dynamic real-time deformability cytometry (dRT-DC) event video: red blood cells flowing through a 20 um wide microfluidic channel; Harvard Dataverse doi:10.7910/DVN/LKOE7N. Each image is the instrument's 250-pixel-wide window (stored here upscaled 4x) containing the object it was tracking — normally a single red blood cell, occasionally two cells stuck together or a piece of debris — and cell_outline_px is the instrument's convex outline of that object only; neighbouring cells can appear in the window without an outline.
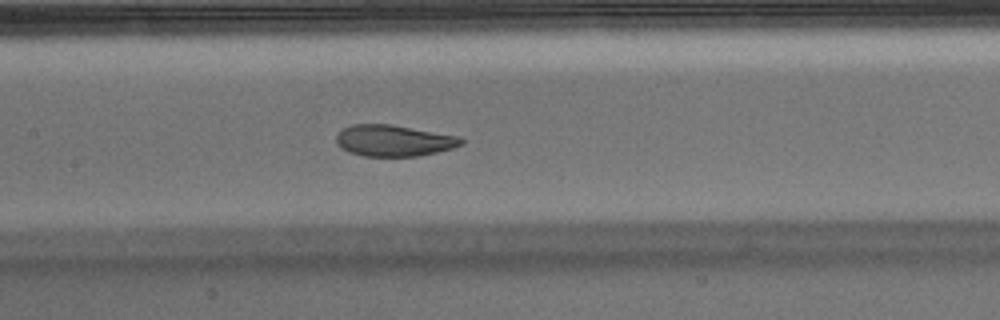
{"species": "Egyptian fruit bat (a non-hibernating species)", "species_latin": "Rousettus aegyptiacus", "temperature_condition": "warm", "stored_images_in_passage": 34, "camera_frame_rate_fps": 3000, "um_per_image_px": 0.085, "animal": {"sex": "male"}, "frame": {"image": 1, "passage_image": 10, "time_ms": 3.0, "image_size_px": [1000, 320], "cell_outline_px": [[464, 144], [452, 148], [420, 156], [364, 156], [348, 152], [340, 148], [336, 144], [336, 136], [344, 128], [352, 124], [392, 124], [460, 136], [464, 140]], "centroid_in_image_um": [33.48, 11.95], "position_along_channel_um": 173.9, "area_um2": 23.0}, "authors_computed_cell_mechanics": {"area_um2": 24.1026, "velocity_mm_per_s": 3.7879, "shape_relaxation_time_tau1_ms": 4.4264, "shape_relaxation_time_tau2_ms": 1.299, "deformation_change_tau1": 0.1668, "deformation_change_tau2": 0.058}}